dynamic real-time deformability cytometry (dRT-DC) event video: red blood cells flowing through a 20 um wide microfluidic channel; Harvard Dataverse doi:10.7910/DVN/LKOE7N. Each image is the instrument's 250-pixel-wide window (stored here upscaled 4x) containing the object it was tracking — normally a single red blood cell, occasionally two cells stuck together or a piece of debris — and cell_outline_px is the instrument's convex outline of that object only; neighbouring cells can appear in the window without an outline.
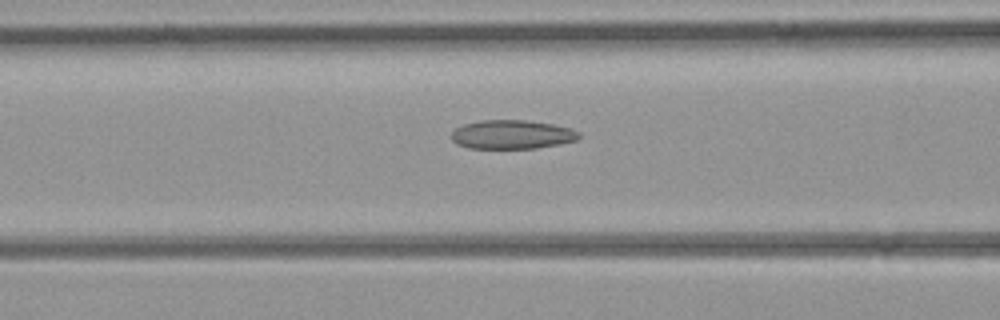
{"species": "common noctule bat (a hibernating species)", "species_latin": "Nyctalus noctula", "temperature_condition": "room temperature", "stored_images_in_passage": 9, "camera_frame_rate_fps": 3000, "um_per_image_px": 0.085, "animal": {"sex": "female", "body_mass_g": 21.9}, "frame": {"image": 1, "passage_image": 8, "time_ms": 2.333, "image_size_px": [1000, 320], "cell_outline_px": [[580, 136], [576, 140], [560, 144], [536, 148], [468, 148], [456, 144], [448, 136], [456, 128], [464, 124], [480, 120], [524, 120], [552, 124], [572, 128], [580, 132]], "centroid_in_image_um": [43.5, 11.43], "position_along_channel_um": 123.1, "area_um2": 21.62}}